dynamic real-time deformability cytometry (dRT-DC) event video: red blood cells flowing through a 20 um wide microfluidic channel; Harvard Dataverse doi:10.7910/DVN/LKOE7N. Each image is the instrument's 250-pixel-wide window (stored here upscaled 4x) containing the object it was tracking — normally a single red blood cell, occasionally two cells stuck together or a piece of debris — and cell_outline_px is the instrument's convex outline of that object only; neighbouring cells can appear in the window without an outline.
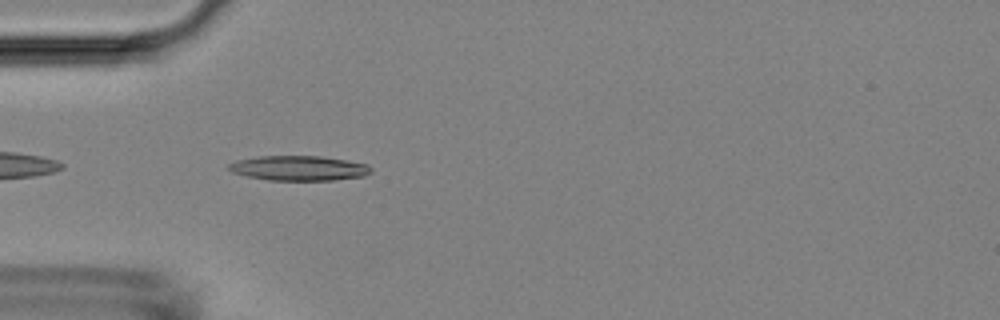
{"species": "Egyptian fruit bat (a non-hibernating species)", "species_latin": "Rousettus aegyptiacus", "temperature_condition": "room temperature", "stored_images_in_passage": 39, "camera_frame_rate_fps": 3000, "um_per_image_px": 0.085, "animal": {"sex": "female"}, "frame": {"image": 1, "passage_image": 2, "time_ms": 0.333, "image_size_px": [1000, 320], "cell_outline_px": [[372, 172], [364, 176], [336, 180], [268, 180], [248, 176], [232, 172], [228, 168], [228, 164], [236, 160], [256, 156], [320, 156], [348, 160], [368, 164], [372, 168]], "centroid_in_image_um": [25.43, 14.29], "position_along_channel_um": 59.6, "area_um2": 20.75}}
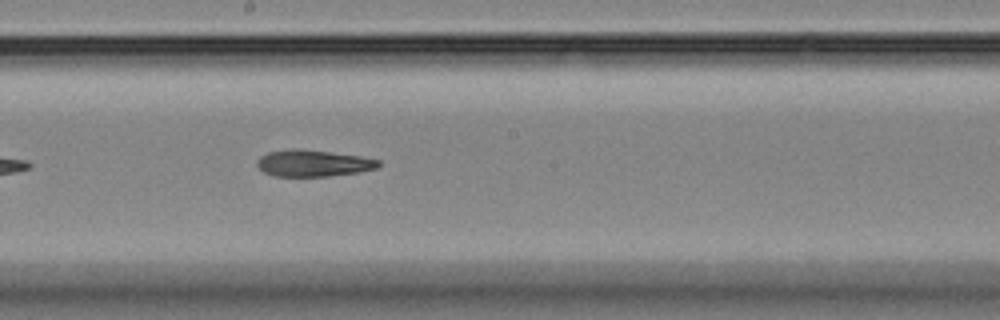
{"frame": {"image": 2, "passage_image": 15, "time_ms": 4.667, "image_size_px": [1000, 320], "cell_outline_px": [[380, 164], [376, 168], [360, 172], [328, 176], [272, 176], [264, 172], [256, 164], [256, 160], [260, 156], [268, 152], [292, 148], [300, 148], [360, 156], [380, 160]], "centroid_in_image_um": [26.59, 13.87], "position_along_channel_um": 221.6, "area_um2": 18.9}}
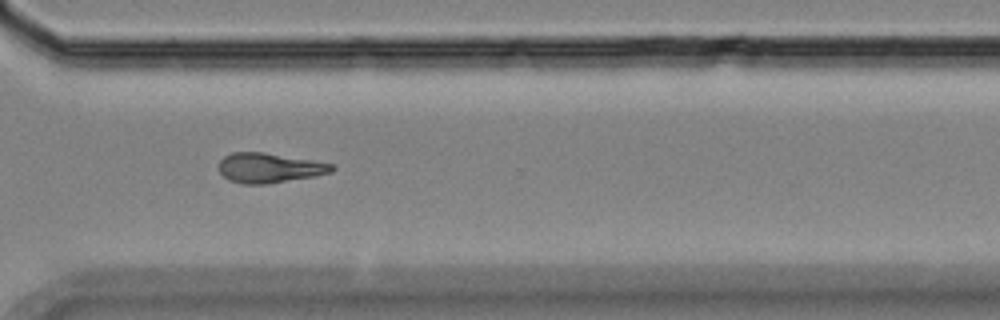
{"frame": {"image": 3, "passage_image": 25, "time_ms": 8.0, "image_size_px": [1000, 320], "cell_outline_px": [[336, 168], [332, 172], [316, 176], [264, 184], [244, 184], [228, 180], [220, 172], [220, 160], [224, 156], [232, 152], [264, 152], [312, 160], [332, 164]], "centroid_in_image_um": [22.9, 14.27], "position_along_channel_um": 347.7, "area_um2": 19.54}, "authors_computed_cell_mechanics": {"area_um2": 19.3052, "velocity_mm_per_s": 3.787, "shape_relaxation_time_tau1_ms": 11.0646, "shape_relaxation_time_tau2_ms": null, "deformation_change_tau1": 0.2333, "deformation_change_tau2": null}}